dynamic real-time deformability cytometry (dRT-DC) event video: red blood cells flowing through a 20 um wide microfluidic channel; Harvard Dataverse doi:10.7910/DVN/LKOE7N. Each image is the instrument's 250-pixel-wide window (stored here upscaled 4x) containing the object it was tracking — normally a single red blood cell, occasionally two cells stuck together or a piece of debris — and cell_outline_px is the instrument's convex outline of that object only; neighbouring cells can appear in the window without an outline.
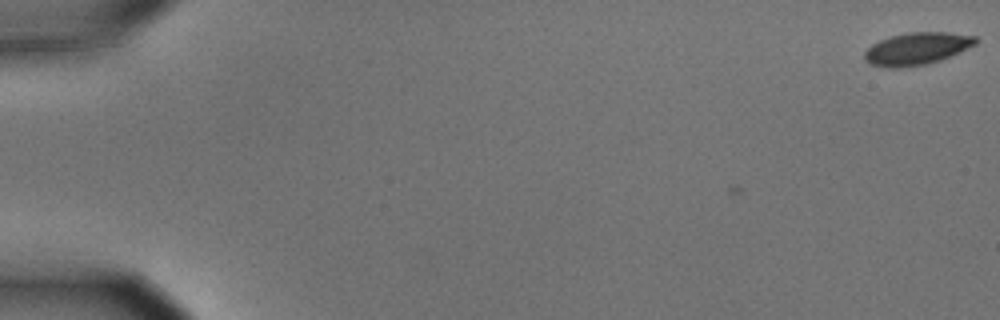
{"species": "common noctule bat (a hibernating species)", "species_latin": "Nyctalus noctula", "temperature_condition": "cold", "stored_images_in_passage": 4, "camera_frame_rate_fps": 3000, "um_per_image_px": 0.085, "animal": {"sex": "male", "body_mass_g": 15.6}, "frame": {"image": 1, "passage_image": 1, "time_ms": 0.0, "image_size_px": [1000, 320], "cell_outline_px": [[976, 44], [960, 52], [940, 60], [928, 64], [900, 68], [888, 68], [872, 64], [864, 60], [864, 52], [872, 44], [880, 40], [892, 36], [908, 32], [944, 32], [976, 36]], "centroid_in_image_um": [77.92, 4.14], "position_along_channel_um": 7.1, "area_um2": 20.87}}